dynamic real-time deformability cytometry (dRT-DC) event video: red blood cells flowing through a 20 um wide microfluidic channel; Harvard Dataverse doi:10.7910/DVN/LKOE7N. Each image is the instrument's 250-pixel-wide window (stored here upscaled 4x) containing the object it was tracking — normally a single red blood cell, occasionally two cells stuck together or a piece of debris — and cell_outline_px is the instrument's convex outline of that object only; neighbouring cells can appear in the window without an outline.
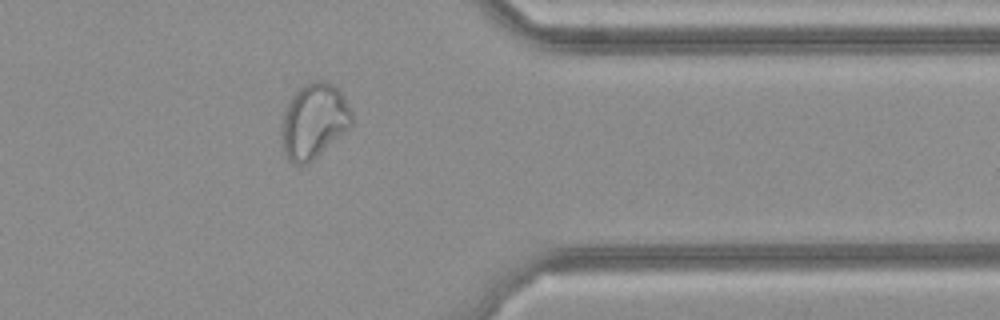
{"species": "common noctule bat (a hibernating species)", "species_latin": "Nyctalus noctula", "temperature_condition": "cold", "stored_images_in_passage": 26, "camera_frame_rate_fps": 3000, "um_per_image_px": 0.085, "animal": {"sex": "female", "body_mass_g": 21.9}, "frame": {"image": 1, "passage_image": 19, "time_ms": 6.0, "image_size_px": [1000, 320], "cell_outline_px": [[352, 124], [348, 128], [308, 164], [292, 164], [284, 156], [280, 140], [280, 128], [284, 112], [288, 100], [304, 84], [312, 80], [324, 80], [336, 84], [348, 104], [352, 112]], "centroid_in_image_um": [26.64, 10.27], "position_along_channel_um": 384.8, "area_um2": 31.1}}